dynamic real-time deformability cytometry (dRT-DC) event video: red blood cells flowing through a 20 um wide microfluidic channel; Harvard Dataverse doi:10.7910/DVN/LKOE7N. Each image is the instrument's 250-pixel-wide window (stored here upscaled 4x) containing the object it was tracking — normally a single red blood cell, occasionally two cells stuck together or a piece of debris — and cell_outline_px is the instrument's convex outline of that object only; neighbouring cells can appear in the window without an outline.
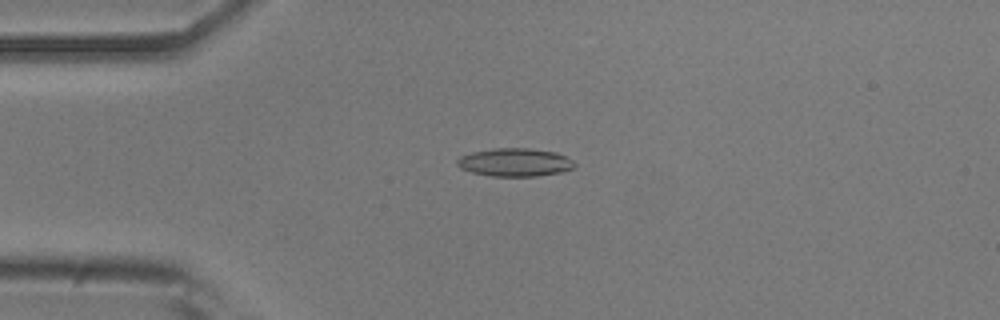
{"species": "common noctule bat (a hibernating species)", "species_latin": "Nyctalus noctula", "temperature_condition": "room temperature", "stored_images_in_passage": 54, "camera_frame_rate_fps": 3000, "um_per_image_px": 0.085, "animal": {"sex": "male", "body_mass_g": 20.5, "forearm_length_mm": 52.5}, "frame": {"image": 1, "passage_image": 13, "time_ms": 4.0, "image_size_px": [1000, 320], "cell_outline_px": [[576, 164], [572, 168], [560, 172], [536, 176], [492, 176], [472, 172], [460, 168], [456, 164], [456, 160], [460, 156], [472, 152], [492, 148], [528, 148], [556, 152], [572, 160]], "centroid_in_image_um": [43.73, 13.79], "position_along_channel_um": 41.3, "area_um2": 19.19}}
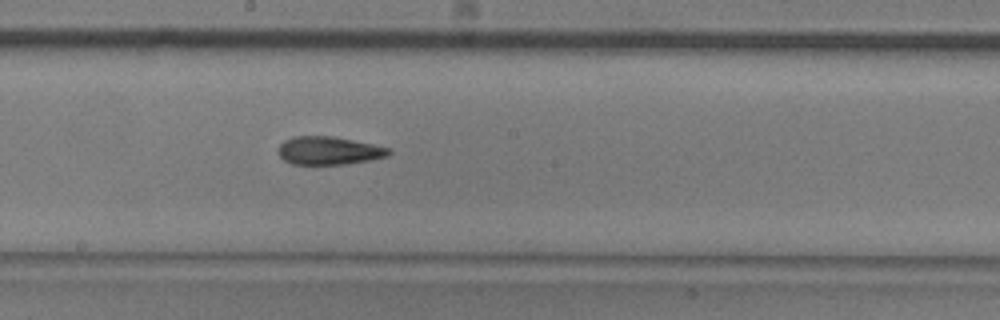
{"frame": {"image": 2, "passage_image": 29, "time_ms": 9.333, "image_size_px": [1000, 320], "cell_outline_px": [[392, 152], [388, 156], [372, 160], [344, 164], [292, 164], [284, 160], [276, 152], [280, 144], [284, 140], [292, 136], [332, 136], [372, 144], [388, 148]], "centroid_in_image_um": [27.92, 12.8], "position_along_channel_um": 220.3, "area_um2": 18.15}}
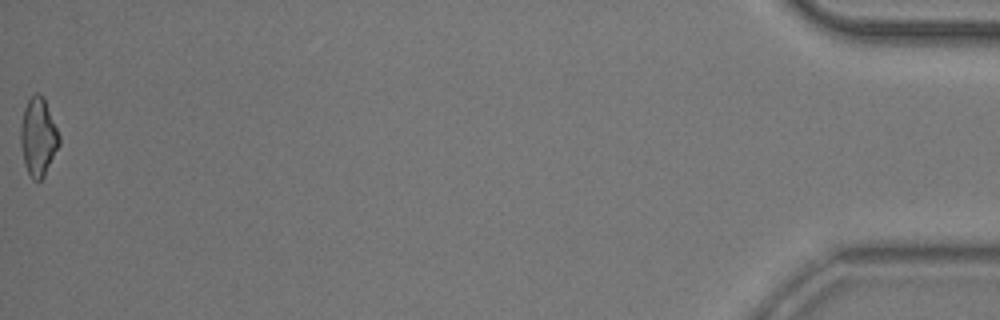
{"frame": {"image": 3, "passage_image": 54, "time_ms": 17.667, "image_size_px": [1000, 320], "cell_outline_px": [[60, 144], [44, 176], [40, 180], [32, 180], [24, 164], [20, 144], [20, 124], [24, 108], [28, 100], [36, 92], [44, 96], [60, 136]], "centroid_in_image_um": [3.24, 11.63], "position_along_channel_um": 432.0, "area_um2": 17.69}, "authors_computed_cell_mechanics": {"area_um2": 18.2937, "velocity_mm_per_s": 3.7549, "shape_relaxation_time_tau1_ms": 9.1482, "shape_relaxation_time_tau2_ms": 3.3845, "deformation_change_tau1": 0.2117, "deformation_change_tau2": 0.127}}